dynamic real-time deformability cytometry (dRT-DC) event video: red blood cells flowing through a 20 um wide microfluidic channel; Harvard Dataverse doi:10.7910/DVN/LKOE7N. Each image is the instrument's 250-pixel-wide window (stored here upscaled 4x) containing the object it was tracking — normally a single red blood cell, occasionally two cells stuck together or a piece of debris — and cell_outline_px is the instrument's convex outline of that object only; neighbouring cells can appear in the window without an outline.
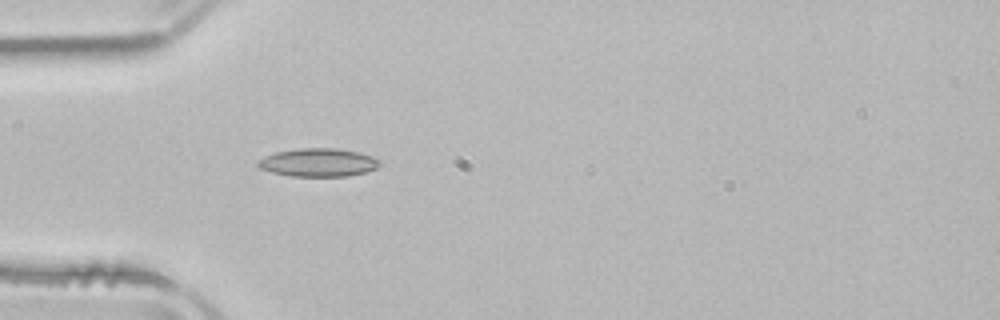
{"species": "common noctule bat (a hibernating species)", "species_latin": "Nyctalus noctula", "temperature_condition": "room temperature", "stored_images_in_passage": 2, "camera_frame_rate_fps": 3000, "um_per_image_px": 0.085, "animal": {"sex": "male", "body_mass_g": 21.5, "forearm_length_mm": 52.0}, "frame": {"image": 1, "passage_image": 2, "time_ms": 1.667, "image_size_px": [1000, 320], "cell_outline_px": [[380, 164], [376, 168], [364, 172], [348, 176], [292, 176], [272, 172], [260, 168], [256, 164], [256, 160], [264, 156], [276, 152], [300, 148], [336, 148], [360, 152], [372, 156], [380, 160]], "centroid_in_image_um": [27.04, 13.8], "position_along_channel_um": 58.0, "area_um2": 20.06}}